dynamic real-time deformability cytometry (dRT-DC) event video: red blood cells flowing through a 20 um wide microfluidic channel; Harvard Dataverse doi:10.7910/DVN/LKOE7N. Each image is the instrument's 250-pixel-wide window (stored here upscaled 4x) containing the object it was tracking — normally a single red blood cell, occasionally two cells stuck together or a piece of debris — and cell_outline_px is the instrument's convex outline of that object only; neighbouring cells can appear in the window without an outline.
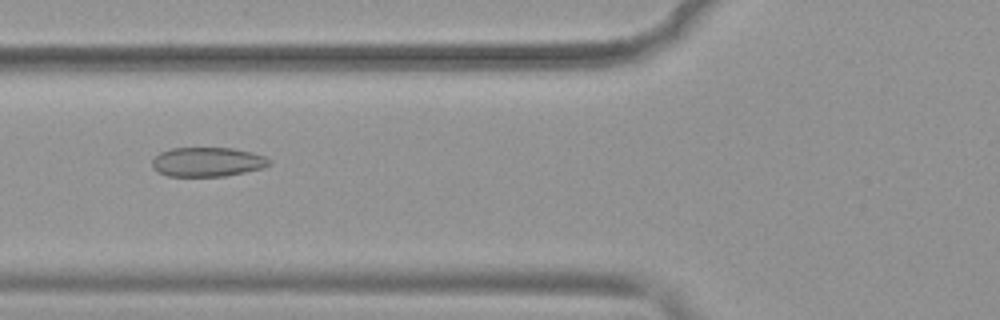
{"species": "common noctule bat (a hibernating species)", "species_latin": "Nyctalus noctula", "temperature_condition": "warm", "stored_images_in_passage": 46, "camera_frame_rate_fps": 3000, "um_per_image_px": 0.085, "animal": {"sex": "female", "body_mass_g": 19.9}, "frame": {"image": 1, "passage_image": 15, "time_ms": 4.667, "image_size_px": [1000, 320], "cell_outline_px": [[272, 164], [264, 168], [224, 176], [168, 176], [156, 172], [152, 168], [152, 160], [160, 152], [172, 148], [232, 148], [252, 152], [264, 156], [272, 160]], "centroid_in_image_um": [17.64, 13.76], "position_along_channel_um": 108.2, "area_um2": 20.17}}
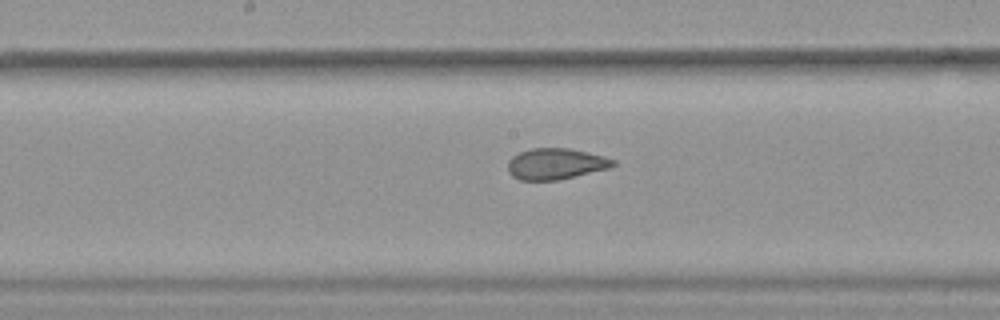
{"frame": {"image": 2, "passage_image": 22, "time_ms": 7.0, "image_size_px": [1000, 320], "cell_outline_px": [[616, 164], [612, 168], [556, 180], [520, 180], [512, 176], [508, 172], [508, 160], [512, 156], [520, 152], [532, 148], [568, 148], [588, 152], [604, 156], [616, 160]], "centroid_in_image_um": [47.25, 13.92], "position_along_channel_um": 200.9, "area_um2": 19.19}}
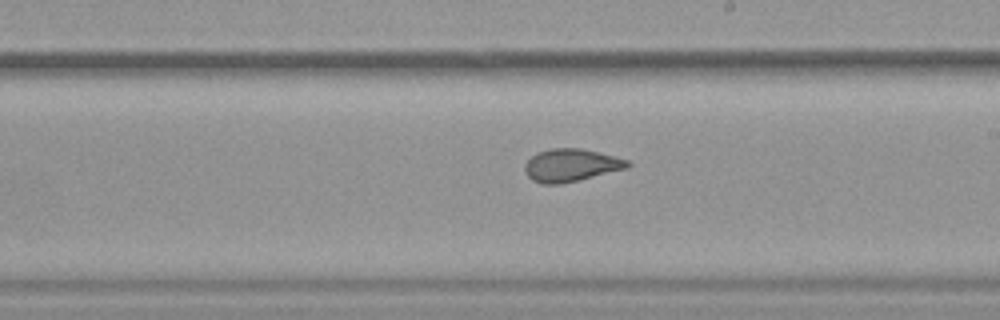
{"frame": {"image": 3, "passage_image": 25, "time_ms": 8.0, "image_size_px": [1000, 320], "cell_outline_px": [[632, 164], [628, 168], [580, 180], [560, 184], [540, 184], [532, 180], [524, 172], [524, 164], [536, 152], [552, 148], [580, 148], [628, 160]], "centroid_in_image_um": [48.5, 14.06], "position_along_channel_um": 240.5, "area_um2": 19.65}, "authors_computed_cell_mechanics": {"area_um2": 21.097, "velocity_mm_per_s": 3.9757, "shape_relaxation_time_tau1_ms": 11.3426, "shape_relaxation_time_tau2_ms": 1.0379, "deformation_change_tau1": 0.2355, "deformation_change_tau2": 0.0676}}